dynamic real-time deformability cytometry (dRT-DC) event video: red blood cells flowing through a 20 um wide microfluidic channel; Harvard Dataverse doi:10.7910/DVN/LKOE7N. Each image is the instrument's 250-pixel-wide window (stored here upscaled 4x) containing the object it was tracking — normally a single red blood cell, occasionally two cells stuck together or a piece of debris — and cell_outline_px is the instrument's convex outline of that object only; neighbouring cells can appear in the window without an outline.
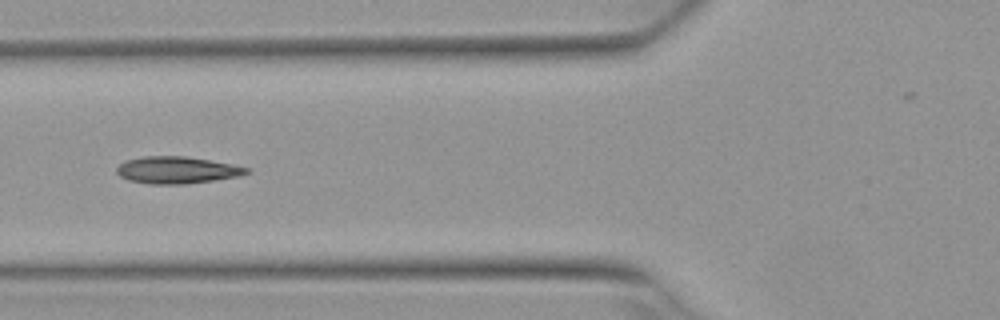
{"species": "Egyptian fruit bat (a non-hibernating species)", "species_latin": "Rousettus aegyptiacus", "temperature_condition": "warm", "stored_images_in_passage": 5, "camera_frame_rate_fps": 3000, "um_per_image_px": 0.085, "animal": {"sex": "female"}, "frame": {"image": 1, "passage_image": 5, "time_ms": 1.333, "image_size_px": [1000, 320], "cell_outline_px": [[248, 172], [240, 176], [184, 184], [148, 184], [128, 180], [120, 176], [116, 172], [116, 168], [124, 160], [144, 156], [184, 156], [232, 164], [248, 168]], "centroid_in_image_um": [14.97, 14.45], "position_along_channel_um": 110.8, "area_um2": 20.29}}